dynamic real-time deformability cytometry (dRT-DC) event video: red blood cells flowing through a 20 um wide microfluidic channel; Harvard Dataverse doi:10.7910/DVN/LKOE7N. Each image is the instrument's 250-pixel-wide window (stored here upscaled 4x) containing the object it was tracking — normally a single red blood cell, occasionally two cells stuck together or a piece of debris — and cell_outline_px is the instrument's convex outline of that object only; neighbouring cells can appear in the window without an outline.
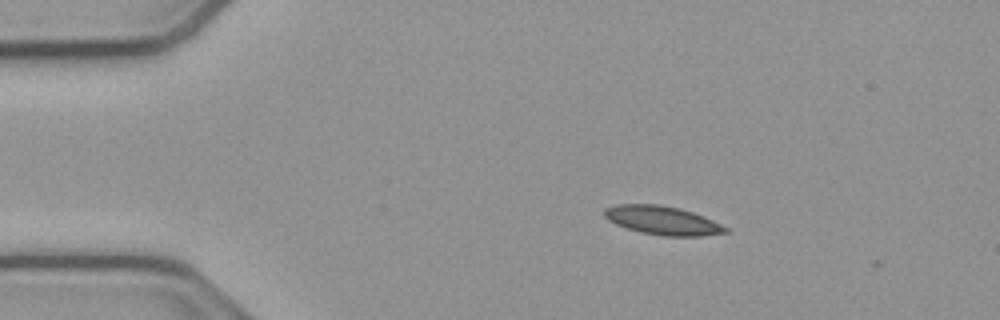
{"species": "common noctule bat (a hibernating species)", "species_latin": "Nyctalus noctula", "temperature_condition": "cold", "stored_images_in_passage": 44, "camera_frame_rate_fps": 3000, "um_per_image_px": 0.085, "animal": {"sex": "male", "body_mass_g": 23.1, "forearm_length_mm": 52.7}, "frame": {"image": 1, "passage_image": 1, "time_ms": 0.0, "image_size_px": [1000, 320], "cell_outline_px": [[728, 232], [704, 236], [660, 236], [640, 232], [616, 224], [608, 220], [604, 216], [604, 208], [616, 204], [660, 204], [680, 208], [704, 216], [728, 228]], "centroid_in_image_um": [56.3, 18.73], "position_along_channel_um": 28.7, "area_um2": 20.35}}
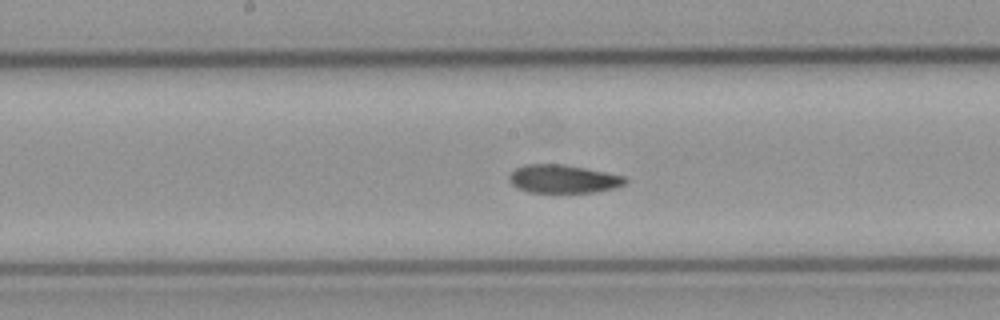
{"frame": {"image": 2, "passage_image": 19, "time_ms": 6.0, "image_size_px": [1000, 320], "cell_outline_px": [[628, 184], [616, 188], [592, 192], [528, 192], [516, 188], [508, 180], [508, 176], [516, 168], [528, 164], [560, 164], [584, 168], [624, 176], [628, 180]], "centroid_in_image_um": [47.88, 15.22], "position_along_channel_um": 200.3, "area_um2": 19.07}}
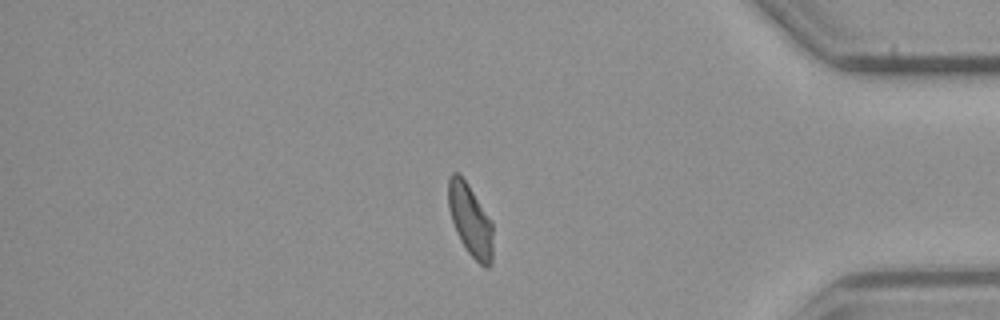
{"frame": {"image": 3, "passage_image": 37, "time_ms": 12.0, "image_size_px": [1000, 320], "cell_outline_px": [[492, 264], [488, 268], [484, 268], [468, 252], [460, 240], [456, 232], [448, 208], [448, 176], [452, 172], [460, 172], [492, 220]], "centroid_in_image_um": [39.97, 18.69], "position_along_channel_um": 395.2, "area_um2": 18.96}, "authors_computed_cell_mechanics": {"area_um2": 19.7387, "velocity_mm_per_s": 3.7917, "shape_relaxation_time_tau1_ms": null, "shape_relaxation_time_tau2_ms": 3.2487, "deformation_change_tau1": null, "deformation_change_tau2": 0.0822}}